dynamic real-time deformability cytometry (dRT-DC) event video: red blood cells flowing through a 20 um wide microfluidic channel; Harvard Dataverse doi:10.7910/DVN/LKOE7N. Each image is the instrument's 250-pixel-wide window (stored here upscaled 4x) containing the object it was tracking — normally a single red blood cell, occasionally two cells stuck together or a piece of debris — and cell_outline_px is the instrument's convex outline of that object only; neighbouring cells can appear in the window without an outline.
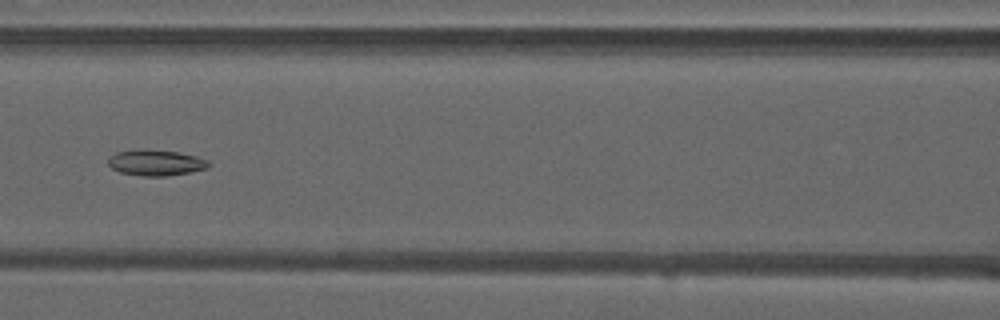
{"species": "common noctule bat (a hibernating species)", "species_latin": "Nyctalus noctula", "temperature_condition": "warm", "stored_images_in_passage": 50, "camera_frame_rate_fps": 3000, "um_per_image_px": 0.085, "animal": {"sex": "male", "forearm_length_mm": 52.5}, "frame": {"image": 1, "passage_image": 23, "time_ms": 7.333, "image_size_px": [1000, 320], "cell_outline_px": [[212, 164], [208, 168], [188, 172], [164, 176], [140, 176], [120, 172], [112, 168], [108, 164], [108, 156], [116, 152], [176, 152], [196, 156], [208, 160]], "centroid_in_image_um": [13.27, 13.88], "position_along_channel_um": 153.3, "area_um2": 14.39}}
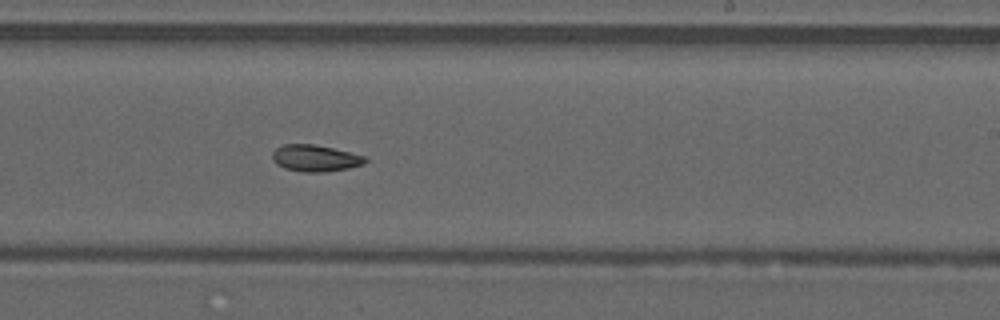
{"frame": {"image": 2, "passage_image": 31, "time_ms": 10.0, "image_size_px": [1000, 320], "cell_outline_px": [[368, 160], [364, 164], [348, 168], [324, 172], [304, 172], [284, 168], [276, 164], [272, 160], [272, 152], [276, 148], [284, 144], [312, 144], [332, 148], [364, 156]], "centroid_in_image_um": [26.76, 13.45], "position_along_channel_um": 262.2, "area_um2": 14.33}}
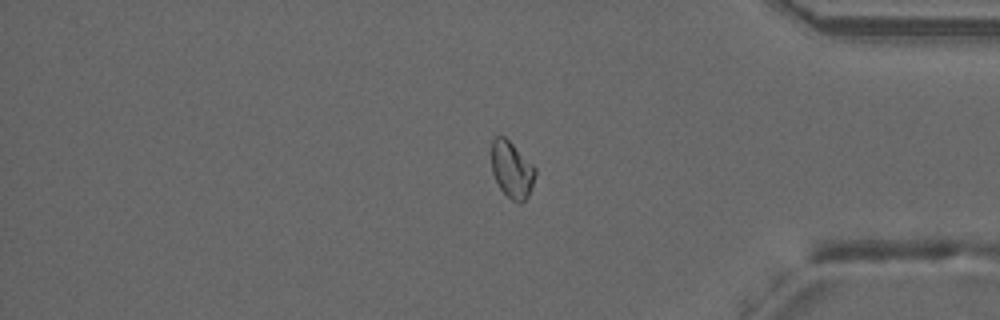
{"frame": {"image": 3, "passage_image": 42, "time_ms": 13.667, "image_size_px": [1000, 320], "cell_outline_px": [[536, 172], [532, 188], [528, 196], [520, 204], [512, 200], [500, 188], [492, 172], [492, 140], [496, 136], [504, 136], [536, 168]], "centroid_in_image_um": [43.51, 14.44], "position_along_channel_um": 391.7, "area_um2": 14.22}, "authors_computed_cell_mechanics": {"area_um2": 15.4037, "velocity_mm_per_s": 4.1041, "shape_relaxation_time_tau1_ms": null, "shape_relaxation_time_tau2_ms": 3.0472, "deformation_change_tau1": null, "deformation_change_tau2": 0.0743}}